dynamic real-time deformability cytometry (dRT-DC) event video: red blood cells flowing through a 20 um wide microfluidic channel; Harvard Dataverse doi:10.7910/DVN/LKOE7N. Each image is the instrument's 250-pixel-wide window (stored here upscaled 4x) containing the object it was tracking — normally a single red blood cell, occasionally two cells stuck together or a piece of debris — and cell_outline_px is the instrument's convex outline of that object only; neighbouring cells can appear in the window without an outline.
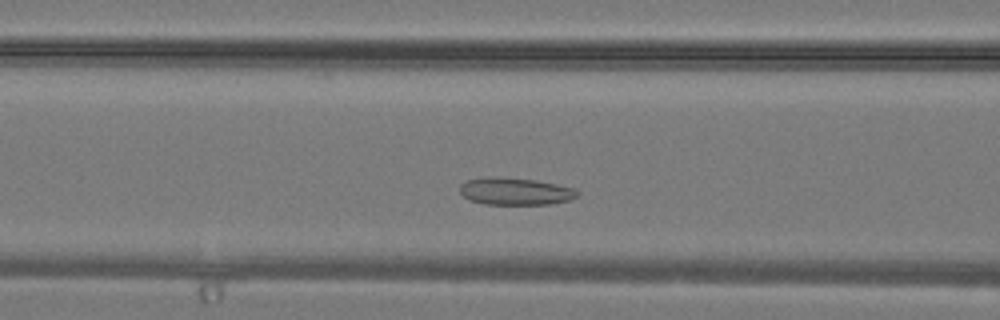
{"species": "common noctule bat (a hibernating species)", "species_latin": "Nyctalus noctula", "temperature_condition": "warm", "stored_images_in_passage": 29, "segment_of_instrument_passage": [1, 2], "camera_frame_rate_fps": 3000, "um_per_image_px": 0.085, "animal": {"sex": "male", "body_mass_g": 19.2, "forearm_length_mm": 51.8}, "frame": {"image": 1, "passage_image": 7, "time_ms": 2.0, "image_size_px": [1000, 320], "cell_outline_px": [[580, 196], [568, 200], [552, 204], [484, 204], [472, 200], [464, 196], [460, 192], [460, 184], [468, 180], [492, 176], [496, 176], [536, 180], [556, 184], [572, 188], [580, 192]], "centroid_in_image_um": [43.82, 16.26], "position_along_channel_um": 122.8, "area_um2": 18.61}}
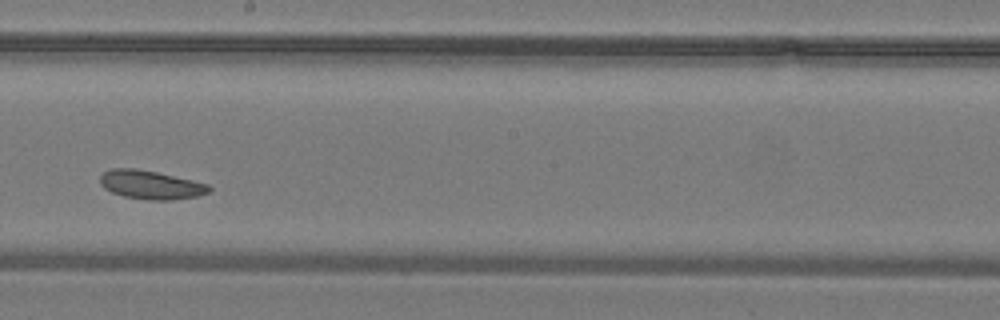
{"frame": {"image": 2, "passage_image": 13, "time_ms": 4.0, "image_size_px": [1000, 320], "cell_outline_px": [[212, 188], [208, 192], [196, 196], [172, 200], [148, 200], [124, 196], [112, 192], [104, 188], [100, 184], [100, 176], [104, 172], [112, 168], [136, 168], [156, 172], [192, 180], [208, 184]], "centroid_in_image_um": [12.79, 15.71], "position_along_channel_um": 235.4, "area_um2": 18.09}}
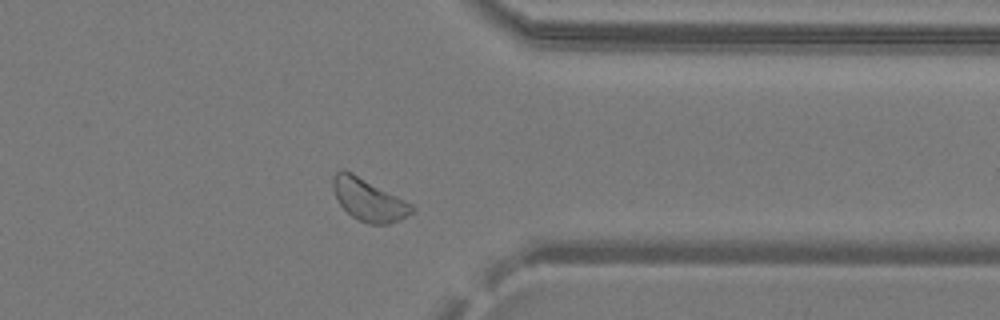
{"frame": {"image": 3, "passage_image": 21, "time_ms": 6.667, "image_size_px": [1000, 320], "cell_outline_px": [[416, 208], [412, 212], [400, 220], [388, 224], [368, 224], [352, 216], [340, 204], [332, 188], [332, 176], [340, 168], [344, 168], [352, 172], [412, 204]], "centroid_in_image_um": [31.31, 16.96], "position_along_channel_um": 380.1, "area_um2": 19.31}}